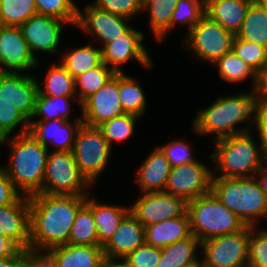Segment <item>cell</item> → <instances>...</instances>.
Listing matches in <instances>:
<instances>
[{"mask_svg": "<svg viewBox=\"0 0 267 267\" xmlns=\"http://www.w3.org/2000/svg\"><path fill=\"white\" fill-rule=\"evenodd\" d=\"M86 196L37 193L29 197V249L47 251L67 244L74 219Z\"/></svg>", "mask_w": 267, "mask_h": 267, "instance_id": "1", "label": "cell"}, {"mask_svg": "<svg viewBox=\"0 0 267 267\" xmlns=\"http://www.w3.org/2000/svg\"><path fill=\"white\" fill-rule=\"evenodd\" d=\"M260 109L258 92L237 94L235 96H221L206 109L199 110L193 121V131L197 134H216L214 142L229 136L249 132V128L236 129V124L246 120L254 122Z\"/></svg>", "mask_w": 267, "mask_h": 267, "instance_id": "2", "label": "cell"}, {"mask_svg": "<svg viewBox=\"0 0 267 267\" xmlns=\"http://www.w3.org/2000/svg\"><path fill=\"white\" fill-rule=\"evenodd\" d=\"M7 141V142H6ZM11 148L10 163L3 167L15 188L24 196L42 193L43 178L49 150L28 132L0 140Z\"/></svg>", "mask_w": 267, "mask_h": 267, "instance_id": "3", "label": "cell"}, {"mask_svg": "<svg viewBox=\"0 0 267 267\" xmlns=\"http://www.w3.org/2000/svg\"><path fill=\"white\" fill-rule=\"evenodd\" d=\"M211 191L246 226H257L267 216V196L255 177H213Z\"/></svg>", "mask_w": 267, "mask_h": 267, "instance_id": "4", "label": "cell"}, {"mask_svg": "<svg viewBox=\"0 0 267 267\" xmlns=\"http://www.w3.org/2000/svg\"><path fill=\"white\" fill-rule=\"evenodd\" d=\"M251 135V131H249L215 142L216 150L209 158H212V161L214 160L215 170L222 174L216 175L213 173V177L242 178L256 176V173L262 169L266 161L261 148L257 147L258 143H255Z\"/></svg>", "mask_w": 267, "mask_h": 267, "instance_id": "5", "label": "cell"}, {"mask_svg": "<svg viewBox=\"0 0 267 267\" xmlns=\"http://www.w3.org/2000/svg\"><path fill=\"white\" fill-rule=\"evenodd\" d=\"M192 235L201 242L243 230L246 225L212 191L187 202Z\"/></svg>", "mask_w": 267, "mask_h": 267, "instance_id": "6", "label": "cell"}, {"mask_svg": "<svg viewBox=\"0 0 267 267\" xmlns=\"http://www.w3.org/2000/svg\"><path fill=\"white\" fill-rule=\"evenodd\" d=\"M90 186L92 185L81 174L72 151H49L42 193L87 196L90 193L86 189Z\"/></svg>", "mask_w": 267, "mask_h": 267, "instance_id": "7", "label": "cell"}, {"mask_svg": "<svg viewBox=\"0 0 267 267\" xmlns=\"http://www.w3.org/2000/svg\"><path fill=\"white\" fill-rule=\"evenodd\" d=\"M111 146L98 126L82 124L78 129L72 153L81 174L91 184L108 164Z\"/></svg>", "mask_w": 267, "mask_h": 267, "instance_id": "8", "label": "cell"}, {"mask_svg": "<svg viewBox=\"0 0 267 267\" xmlns=\"http://www.w3.org/2000/svg\"><path fill=\"white\" fill-rule=\"evenodd\" d=\"M185 42L194 55L213 65L226 53L232 51L235 35L216 23L206 14L187 32Z\"/></svg>", "mask_w": 267, "mask_h": 267, "instance_id": "9", "label": "cell"}, {"mask_svg": "<svg viewBox=\"0 0 267 267\" xmlns=\"http://www.w3.org/2000/svg\"><path fill=\"white\" fill-rule=\"evenodd\" d=\"M203 267L248 266L249 226L243 230L201 242ZM203 259V260H202Z\"/></svg>", "mask_w": 267, "mask_h": 267, "instance_id": "10", "label": "cell"}, {"mask_svg": "<svg viewBox=\"0 0 267 267\" xmlns=\"http://www.w3.org/2000/svg\"><path fill=\"white\" fill-rule=\"evenodd\" d=\"M212 170L200 161L171 168L165 185V193L189 202L211 191Z\"/></svg>", "mask_w": 267, "mask_h": 267, "instance_id": "11", "label": "cell"}, {"mask_svg": "<svg viewBox=\"0 0 267 267\" xmlns=\"http://www.w3.org/2000/svg\"><path fill=\"white\" fill-rule=\"evenodd\" d=\"M38 67L19 26L0 25V74L20 75Z\"/></svg>", "mask_w": 267, "mask_h": 267, "instance_id": "12", "label": "cell"}, {"mask_svg": "<svg viewBox=\"0 0 267 267\" xmlns=\"http://www.w3.org/2000/svg\"><path fill=\"white\" fill-rule=\"evenodd\" d=\"M129 208L130 213L145 227L184 215L187 202L165 192L143 193Z\"/></svg>", "mask_w": 267, "mask_h": 267, "instance_id": "13", "label": "cell"}, {"mask_svg": "<svg viewBox=\"0 0 267 267\" xmlns=\"http://www.w3.org/2000/svg\"><path fill=\"white\" fill-rule=\"evenodd\" d=\"M82 121L89 126H99L103 122L125 114L119 97V73L81 104Z\"/></svg>", "mask_w": 267, "mask_h": 267, "instance_id": "14", "label": "cell"}, {"mask_svg": "<svg viewBox=\"0 0 267 267\" xmlns=\"http://www.w3.org/2000/svg\"><path fill=\"white\" fill-rule=\"evenodd\" d=\"M144 33L130 28L126 33L109 42L101 48L102 62L112 68L116 73L123 72L121 64L135 59L143 67L151 69L153 64L149 54L142 43ZM112 65V66H111Z\"/></svg>", "mask_w": 267, "mask_h": 267, "instance_id": "15", "label": "cell"}, {"mask_svg": "<svg viewBox=\"0 0 267 267\" xmlns=\"http://www.w3.org/2000/svg\"><path fill=\"white\" fill-rule=\"evenodd\" d=\"M67 22L48 15L36 14L19 27L34 57L35 51L60 54L58 45L62 35V26Z\"/></svg>", "mask_w": 267, "mask_h": 267, "instance_id": "16", "label": "cell"}, {"mask_svg": "<svg viewBox=\"0 0 267 267\" xmlns=\"http://www.w3.org/2000/svg\"><path fill=\"white\" fill-rule=\"evenodd\" d=\"M129 20L127 17L100 10L92 4H88L84 8V12L78 9L76 26L96 36V39H99L102 43L104 42V46L116 40L131 28L126 23Z\"/></svg>", "mask_w": 267, "mask_h": 267, "instance_id": "17", "label": "cell"}, {"mask_svg": "<svg viewBox=\"0 0 267 267\" xmlns=\"http://www.w3.org/2000/svg\"><path fill=\"white\" fill-rule=\"evenodd\" d=\"M38 96V80L27 74H0V100L18 110L29 122L33 118Z\"/></svg>", "mask_w": 267, "mask_h": 267, "instance_id": "18", "label": "cell"}, {"mask_svg": "<svg viewBox=\"0 0 267 267\" xmlns=\"http://www.w3.org/2000/svg\"><path fill=\"white\" fill-rule=\"evenodd\" d=\"M83 124L79 117L75 122L65 120H30L29 132L42 145L51 144L53 151H72L78 129ZM49 142V143H48Z\"/></svg>", "mask_w": 267, "mask_h": 267, "instance_id": "19", "label": "cell"}, {"mask_svg": "<svg viewBox=\"0 0 267 267\" xmlns=\"http://www.w3.org/2000/svg\"><path fill=\"white\" fill-rule=\"evenodd\" d=\"M0 233L14 241L21 249L30 246L29 197L22 195L14 204L0 206Z\"/></svg>", "mask_w": 267, "mask_h": 267, "instance_id": "20", "label": "cell"}, {"mask_svg": "<svg viewBox=\"0 0 267 267\" xmlns=\"http://www.w3.org/2000/svg\"><path fill=\"white\" fill-rule=\"evenodd\" d=\"M145 243L144 226L129 213L103 246L104 255L112 259H124L137 247Z\"/></svg>", "mask_w": 267, "mask_h": 267, "instance_id": "21", "label": "cell"}, {"mask_svg": "<svg viewBox=\"0 0 267 267\" xmlns=\"http://www.w3.org/2000/svg\"><path fill=\"white\" fill-rule=\"evenodd\" d=\"M58 267H101L103 246L61 244L47 250Z\"/></svg>", "mask_w": 267, "mask_h": 267, "instance_id": "22", "label": "cell"}, {"mask_svg": "<svg viewBox=\"0 0 267 267\" xmlns=\"http://www.w3.org/2000/svg\"><path fill=\"white\" fill-rule=\"evenodd\" d=\"M206 15L234 35L241 30L249 6L255 0H204Z\"/></svg>", "mask_w": 267, "mask_h": 267, "instance_id": "23", "label": "cell"}, {"mask_svg": "<svg viewBox=\"0 0 267 267\" xmlns=\"http://www.w3.org/2000/svg\"><path fill=\"white\" fill-rule=\"evenodd\" d=\"M145 243L154 247H166L192 236L187 212L173 219L145 226Z\"/></svg>", "mask_w": 267, "mask_h": 267, "instance_id": "24", "label": "cell"}, {"mask_svg": "<svg viewBox=\"0 0 267 267\" xmlns=\"http://www.w3.org/2000/svg\"><path fill=\"white\" fill-rule=\"evenodd\" d=\"M171 166L165 154L156 147L137 171V179L142 193L164 192Z\"/></svg>", "mask_w": 267, "mask_h": 267, "instance_id": "25", "label": "cell"}, {"mask_svg": "<svg viewBox=\"0 0 267 267\" xmlns=\"http://www.w3.org/2000/svg\"><path fill=\"white\" fill-rule=\"evenodd\" d=\"M92 213L97 229L99 246H104L113 236L122 220L130 213L129 207L98 203L92 198Z\"/></svg>", "mask_w": 267, "mask_h": 267, "instance_id": "26", "label": "cell"}, {"mask_svg": "<svg viewBox=\"0 0 267 267\" xmlns=\"http://www.w3.org/2000/svg\"><path fill=\"white\" fill-rule=\"evenodd\" d=\"M197 246H201V241L192 235L190 238L162 247L157 267H191L200 263L196 254Z\"/></svg>", "mask_w": 267, "mask_h": 267, "instance_id": "27", "label": "cell"}, {"mask_svg": "<svg viewBox=\"0 0 267 267\" xmlns=\"http://www.w3.org/2000/svg\"><path fill=\"white\" fill-rule=\"evenodd\" d=\"M86 196V202L79 208L68 238L70 245L99 246L97 229L92 213V199Z\"/></svg>", "mask_w": 267, "mask_h": 267, "instance_id": "28", "label": "cell"}, {"mask_svg": "<svg viewBox=\"0 0 267 267\" xmlns=\"http://www.w3.org/2000/svg\"><path fill=\"white\" fill-rule=\"evenodd\" d=\"M102 63L101 48L90 43L76 49H71L62 55L60 64L74 78L98 67Z\"/></svg>", "mask_w": 267, "mask_h": 267, "instance_id": "29", "label": "cell"}, {"mask_svg": "<svg viewBox=\"0 0 267 267\" xmlns=\"http://www.w3.org/2000/svg\"><path fill=\"white\" fill-rule=\"evenodd\" d=\"M178 0H145L143 10L149 12V25L160 42L171 30V19Z\"/></svg>", "mask_w": 267, "mask_h": 267, "instance_id": "30", "label": "cell"}, {"mask_svg": "<svg viewBox=\"0 0 267 267\" xmlns=\"http://www.w3.org/2000/svg\"><path fill=\"white\" fill-rule=\"evenodd\" d=\"M45 76L44 88L38 82V95L48 97H76L75 78L61 64H53L50 69L48 68Z\"/></svg>", "mask_w": 267, "mask_h": 267, "instance_id": "31", "label": "cell"}, {"mask_svg": "<svg viewBox=\"0 0 267 267\" xmlns=\"http://www.w3.org/2000/svg\"><path fill=\"white\" fill-rule=\"evenodd\" d=\"M236 36L267 47V14L256 1L249 6L241 30Z\"/></svg>", "mask_w": 267, "mask_h": 267, "instance_id": "32", "label": "cell"}, {"mask_svg": "<svg viewBox=\"0 0 267 267\" xmlns=\"http://www.w3.org/2000/svg\"><path fill=\"white\" fill-rule=\"evenodd\" d=\"M131 76L119 73V97L125 113L141 117L146 109V97L142 87Z\"/></svg>", "mask_w": 267, "mask_h": 267, "instance_id": "33", "label": "cell"}, {"mask_svg": "<svg viewBox=\"0 0 267 267\" xmlns=\"http://www.w3.org/2000/svg\"><path fill=\"white\" fill-rule=\"evenodd\" d=\"M116 72L103 62L75 78V92L79 91L77 102L81 104L104 86Z\"/></svg>", "mask_w": 267, "mask_h": 267, "instance_id": "34", "label": "cell"}, {"mask_svg": "<svg viewBox=\"0 0 267 267\" xmlns=\"http://www.w3.org/2000/svg\"><path fill=\"white\" fill-rule=\"evenodd\" d=\"M219 68V77L226 82H240L252 78L253 88L257 84V73L232 51L219 58L215 64Z\"/></svg>", "mask_w": 267, "mask_h": 267, "instance_id": "35", "label": "cell"}, {"mask_svg": "<svg viewBox=\"0 0 267 267\" xmlns=\"http://www.w3.org/2000/svg\"><path fill=\"white\" fill-rule=\"evenodd\" d=\"M36 14L35 0H0L2 26H20Z\"/></svg>", "mask_w": 267, "mask_h": 267, "instance_id": "36", "label": "cell"}, {"mask_svg": "<svg viewBox=\"0 0 267 267\" xmlns=\"http://www.w3.org/2000/svg\"><path fill=\"white\" fill-rule=\"evenodd\" d=\"M71 98L74 97H48L38 95L35 104L34 117H42L39 120H65L70 121L69 114L71 106Z\"/></svg>", "mask_w": 267, "mask_h": 267, "instance_id": "37", "label": "cell"}, {"mask_svg": "<svg viewBox=\"0 0 267 267\" xmlns=\"http://www.w3.org/2000/svg\"><path fill=\"white\" fill-rule=\"evenodd\" d=\"M232 52L257 74L267 67V47L265 46L244 41L235 35Z\"/></svg>", "mask_w": 267, "mask_h": 267, "instance_id": "38", "label": "cell"}, {"mask_svg": "<svg viewBox=\"0 0 267 267\" xmlns=\"http://www.w3.org/2000/svg\"><path fill=\"white\" fill-rule=\"evenodd\" d=\"M138 118L139 116L125 113L103 122L98 127L101 129L107 143L112 147L113 141H125L133 135Z\"/></svg>", "mask_w": 267, "mask_h": 267, "instance_id": "39", "label": "cell"}, {"mask_svg": "<svg viewBox=\"0 0 267 267\" xmlns=\"http://www.w3.org/2000/svg\"><path fill=\"white\" fill-rule=\"evenodd\" d=\"M38 14L59 18L76 26L78 7L73 0H35Z\"/></svg>", "mask_w": 267, "mask_h": 267, "instance_id": "40", "label": "cell"}, {"mask_svg": "<svg viewBox=\"0 0 267 267\" xmlns=\"http://www.w3.org/2000/svg\"><path fill=\"white\" fill-rule=\"evenodd\" d=\"M206 14L204 0H178L175 10L172 14L171 29L179 21L182 24H188L191 28L197 24Z\"/></svg>", "mask_w": 267, "mask_h": 267, "instance_id": "41", "label": "cell"}, {"mask_svg": "<svg viewBox=\"0 0 267 267\" xmlns=\"http://www.w3.org/2000/svg\"><path fill=\"white\" fill-rule=\"evenodd\" d=\"M19 124H22V129L15 135H22L29 132V121L16 108L11 106L10 103L0 100V140L9 137V134Z\"/></svg>", "mask_w": 267, "mask_h": 267, "instance_id": "42", "label": "cell"}, {"mask_svg": "<svg viewBox=\"0 0 267 267\" xmlns=\"http://www.w3.org/2000/svg\"><path fill=\"white\" fill-rule=\"evenodd\" d=\"M256 228L249 226L248 266L267 267V229L256 232Z\"/></svg>", "mask_w": 267, "mask_h": 267, "instance_id": "43", "label": "cell"}, {"mask_svg": "<svg viewBox=\"0 0 267 267\" xmlns=\"http://www.w3.org/2000/svg\"><path fill=\"white\" fill-rule=\"evenodd\" d=\"M100 10L108 11L131 19L143 11L142 0H94L93 4Z\"/></svg>", "mask_w": 267, "mask_h": 267, "instance_id": "44", "label": "cell"}, {"mask_svg": "<svg viewBox=\"0 0 267 267\" xmlns=\"http://www.w3.org/2000/svg\"><path fill=\"white\" fill-rule=\"evenodd\" d=\"M161 259V248L144 243L128 254L124 260L131 267H157Z\"/></svg>", "mask_w": 267, "mask_h": 267, "instance_id": "45", "label": "cell"}, {"mask_svg": "<svg viewBox=\"0 0 267 267\" xmlns=\"http://www.w3.org/2000/svg\"><path fill=\"white\" fill-rule=\"evenodd\" d=\"M169 161L171 168L197 161L193 158L191 148L184 140H174L159 147Z\"/></svg>", "mask_w": 267, "mask_h": 267, "instance_id": "46", "label": "cell"}, {"mask_svg": "<svg viewBox=\"0 0 267 267\" xmlns=\"http://www.w3.org/2000/svg\"><path fill=\"white\" fill-rule=\"evenodd\" d=\"M21 196L4 168L0 166V206L14 204Z\"/></svg>", "mask_w": 267, "mask_h": 267, "instance_id": "47", "label": "cell"}, {"mask_svg": "<svg viewBox=\"0 0 267 267\" xmlns=\"http://www.w3.org/2000/svg\"><path fill=\"white\" fill-rule=\"evenodd\" d=\"M43 252L26 250L22 267H58L54 258L48 252Z\"/></svg>", "mask_w": 267, "mask_h": 267, "instance_id": "48", "label": "cell"}, {"mask_svg": "<svg viewBox=\"0 0 267 267\" xmlns=\"http://www.w3.org/2000/svg\"><path fill=\"white\" fill-rule=\"evenodd\" d=\"M255 125L260 139L259 146L265 161H267V107H260Z\"/></svg>", "mask_w": 267, "mask_h": 267, "instance_id": "49", "label": "cell"}, {"mask_svg": "<svg viewBox=\"0 0 267 267\" xmlns=\"http://www.w3.org/2000/svg\"><path fill=\"white\" fill-rule=\"evenodd\" d=\"M25 251L14 241L0 233V258L10 256H25Z\"/></svg>", "mask_w": 267, "mask_h": 267, "instance_id": "50", "label": "cell"}, {"mask_svg": "<svg viewBox=\"0 0 267 267\" xmlns=\"http://www.w3.org/2000/svg\"><path fill=\"white\" fill-rule=\"evenodd\" d=\"M255 90L259 95L260 107H267V67L257 75Z\"/></svg>", "mask_w": 267, "mask_h": 267, "instance_id": "51", "label": "cell"}, {"mask_svg": "<svg viewBox=\"0 0 267 267\" xmlns=\"http://www.w3.org/2000/svg\"><path fill=\"white\" fill-rule=\"evenodd\" d=\"M24 256L0 258V267H22Z\"/></svg>", "mask_w": 267, "mask_h": 267, "instance_id": "52", "label": "cell"}, {"mask_svg": "<svg viewBox=\"0 0 267 267\" xmlns=\"http://www.w3.org/2000/svg\"><path fill=\"white\" fill-rule=\"evenodd\" d=\"M258 175V176H257ZM255 178L260 184L261 190L267 196V161L263 164L262 169H260L257 173Z\"/></svg>", "mask_w": 267, "mask_h": 267, "instance_id": "53", "label": "cell"}, {"mask_svg": "<svg viewBox=\"0 0 267 267\" xmlns=\"http://www.w3.org/2000/svg\"><path fill=\"white\" fill-rule=\"evenodd\" d=\"M118 260L105 257L101 267H131L124 259Z\"/></svg>", "mask_w": 267, "mask_h": 267, "instance_id": "54", "label": "cell"}, {"mask_svg": "<svg viewBox=\"0 0 267 267\" xmlns=\"http://www.w3.org/2000/svg\"><path fill=\"white\" fill-rule=\"evenodd\" d=\"M258 5L264 10V12L267 14V0H255Z\"/></svg>", "mask_w": 267, "mask_h": 267, "instance_id": "55", "label": "cell"}, {"mask_svg": "<svg viewBox=\"0 0 267 267\" xmlns=\"http://www.w3.org/2000/svg\"><path fill=\"white\" fill-rule=\"evenodd\" d=\"M191 267H203V265L201 263H198V264H195V265H193Z\"/></svg>", "mask_w": 267, "mask_h": 267, "instance_id": "56", "label": "cell"}]
</instances>
